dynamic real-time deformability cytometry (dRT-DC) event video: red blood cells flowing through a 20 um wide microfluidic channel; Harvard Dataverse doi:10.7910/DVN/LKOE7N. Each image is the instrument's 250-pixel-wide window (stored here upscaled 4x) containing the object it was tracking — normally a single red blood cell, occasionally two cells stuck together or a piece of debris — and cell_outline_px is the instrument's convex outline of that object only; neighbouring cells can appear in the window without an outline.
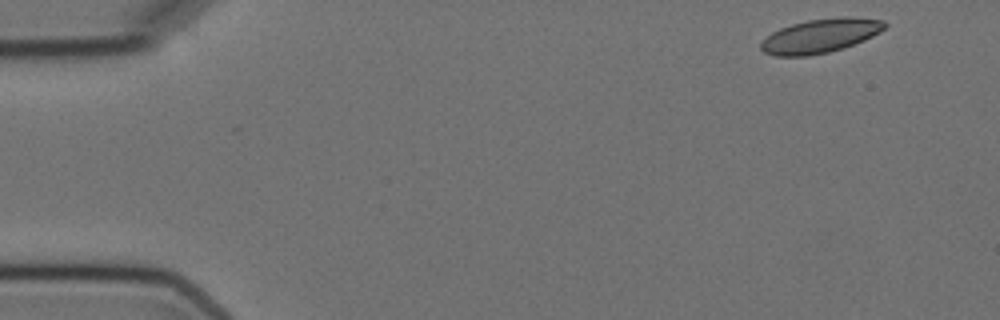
{"species": "Egyptian fruit bat (a non-hibernating species)", "species_latin": "Rousettus aegyptiacus", "temperature_condition": "cold", "stored_images_in_passage": 5, "camera_frame_rate_fps": 3000, "um_per_image_px": 0.085, "animal": {"sex": "female"}, "frame": {"image": 1, "passage_image": 1, "time_ms": 0.0, "image_size_px": [1000, 320], "cell_outline_px": [[888, 24], [880, 32], [864, 40], [828, 52], [808, 56], [776, 56], [764, 52], [760, 48], [760, 44], [772, 32], [780, 28], [792, 24], [808, 20], [840, 16], [852, 16], [884, 20]], "centroid_in_image_um": [69.75, 3.03], "position_along_channel_um": 15.3, "area_um2": 24.45}}
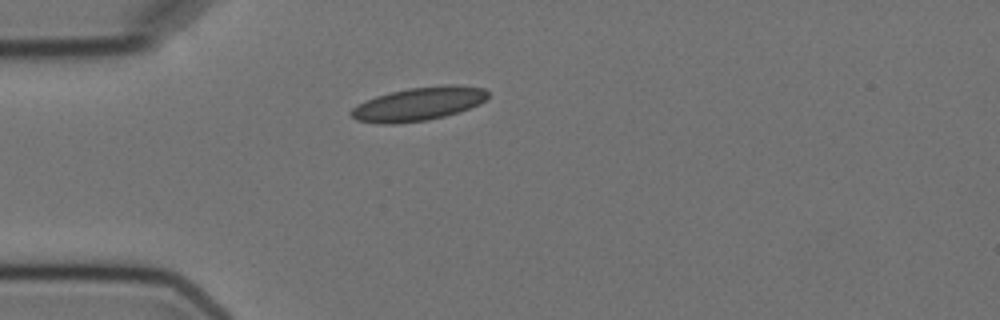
{"frame": {"image": 2, "passage_image": 4, "time_ms": 3.667, "image_size_px": [1000, 320], "cell_outline_px": [[488, 96], [480, 104], [444, 116], [428, 120], [392, 124], [380, 124], [356, 120], [348, 112], [356, 104], [376, 96], [408, 88], [444, 84], [452, 84], [484, 88], [488, 92]], "centroid_in_image_um": [35.54, 8.83], "position_along_channel_um": 49.5, "area_um2": 26.7}}